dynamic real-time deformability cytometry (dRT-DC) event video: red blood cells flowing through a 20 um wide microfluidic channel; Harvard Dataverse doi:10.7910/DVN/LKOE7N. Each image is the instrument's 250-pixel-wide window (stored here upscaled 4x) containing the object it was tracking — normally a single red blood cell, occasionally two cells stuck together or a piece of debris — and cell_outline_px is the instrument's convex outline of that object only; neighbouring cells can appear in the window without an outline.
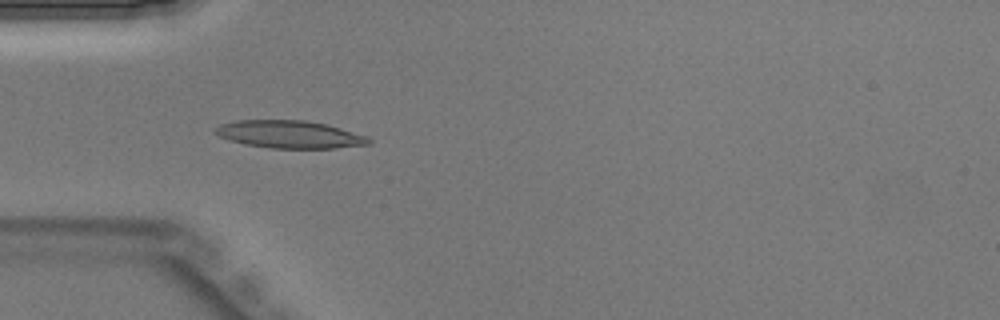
{"species": "Egyptian fruit bat (a non-hibernating species)", "species_latin": "Rousettus aegyptiacus", "temperature_condition": "warm", "stored_images_in_passage": 42, "camera_frame_rate_fps": 3000, "um_per_image_px": 0.085, "animal": {"sex": "male"}, "frame": {"image": 1, "passage_image": 12, "time_ms": 3.667, "image_size_px": [1000, 320], "cell_outline_px": [[372, 144], [336, 148], [272, 148], [244, 144], [220, 136], [212, 132], [220, 124], [236, 120], [308, 120], [328, 124], [368, 136], [372, 140]], "centroid_in_image_um": [24.67, 11.41], "position_along_channel_um": 60.3, "area_um2": 24.85}}
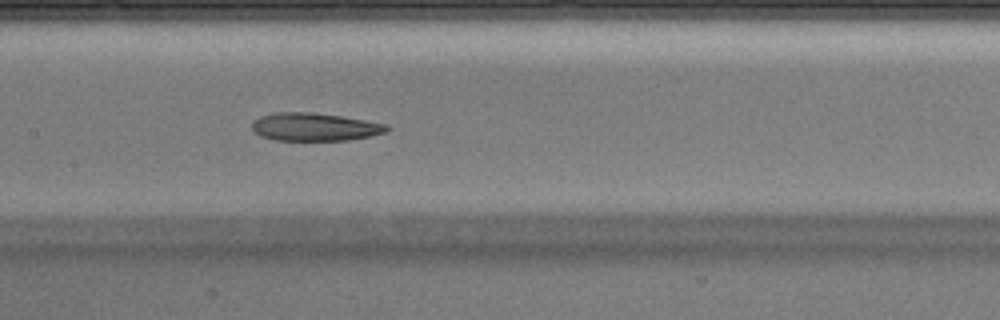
{"frame": {"image": 2, "passage_image": 20, "time_ms": 6.333, "image_size_px": [1000, 320], "cell_outline_px": [[392, 128], [388, 132], [372, 136], [348, 140], [276, 140], [260, 136], [252, 128], [252, 120], [260, 116], [276, 112], [312, 112], [340, 116], [388, 124]], "centroid_in_image_um": [26.78, 10.79], "position_along_channel_um": 180.6, "area_um2": 22.14}}
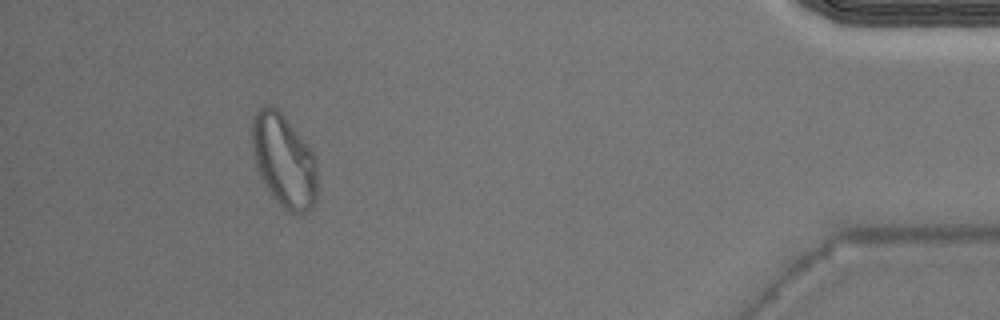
{"frame": {"image": 3, "passage_image": 39, "time_ms": 12.667, "image_size_px": [1000, 320], "cell_outline_px": [[316, 200], [312, 208], [304, 212], [288, 212], [276, 200], [268, 188], [256, 164], [252, 148], [252, 116], [256, 108], [264, 104], [268, 104], [276, 108], [284, 116], [300, 136], [312, 152], [316, 160]], "centroid_in_image_um": [24.12, 13.6], "position_along_channel_um": 411.1, "area_um2": 34.85}}